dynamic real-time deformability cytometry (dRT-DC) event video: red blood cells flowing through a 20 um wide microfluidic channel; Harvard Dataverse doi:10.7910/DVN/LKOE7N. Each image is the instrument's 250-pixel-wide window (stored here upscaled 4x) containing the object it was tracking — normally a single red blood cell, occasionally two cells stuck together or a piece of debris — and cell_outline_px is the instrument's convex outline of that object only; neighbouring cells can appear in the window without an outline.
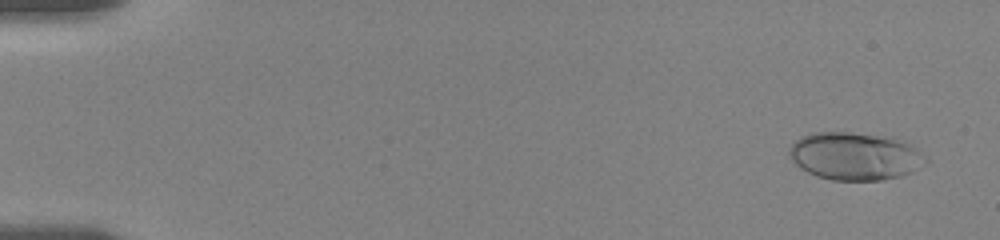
{"species": "human", "species_latin": "Homo sapiens", "temperature_condition": "room temperature", "stored_images_in_passage": 8, "camera_frame_rate_fps": 3000, "um_per_image_px": 0.085, "donor": {"sex": "female"}, "frame": {"image": 1, "passage_image": 1, "time_ms": 0.0, "image_size_px": [1000, 240], "cell_outline_px": [[928, 160], [912, 172], [900, 176], [880, 180], [832, 180], [816, 176], [800, 168], [788, 156], [788, 148], [800, 136], [812, 132], [848, 132], [892, 136], [916, 148]], "centroid_in_image_um": [72.63, 13.26], "position_along_channel_um": 12.4, "area_um2": 38.09}}
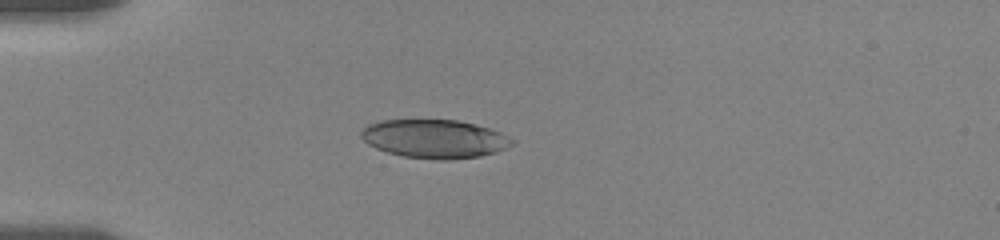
{"frame": {"image": 2, "passage_image": 6, "time_ms": 4.333, "image_size_px": [1000, 240], "cell_outline_px": [[516, 140], [512, 144], [496, 152], [480, 156], [448, 160], [440, 160], [404, 156], [388, 152], [376, 148], [368, 144], [360, 136], [360, 132], [368, 124], [384, 120], [456, 120], [476, 124], [500, 132]], "centroid_in_image_um": [36.94, 11.8], "position_along_channel_um": 48.1, "area_um2": 33.76}}
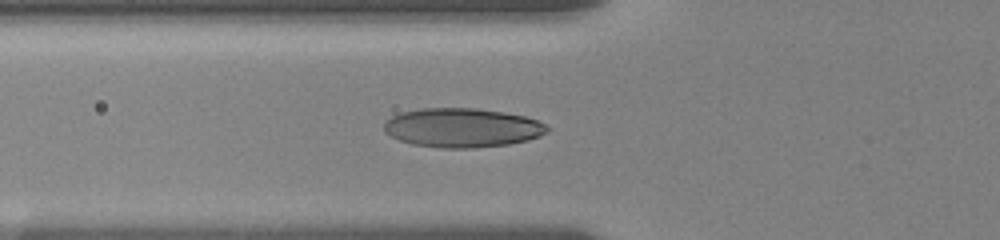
{"frame": {"image": 3, "passage_image": 8, "time_ms": 6.0, "image_size_px": [1000, 240], "cell_outline_px": [[548, 132], [540, 136], [528, 140], [508, 144], [472, 148], [440, 148], [412, 144], [400, 140], [384, 132], [384, 124], [392, 116], [400, 112], [420, 108], [476, 108], [504, 112], [524, 116], [536, 120], [544, 124], [548, 128]], "centroid_in_image_um": [39.28, 10.85], "position_along_channel_um": 86.5, "area_um2": 37.22}}